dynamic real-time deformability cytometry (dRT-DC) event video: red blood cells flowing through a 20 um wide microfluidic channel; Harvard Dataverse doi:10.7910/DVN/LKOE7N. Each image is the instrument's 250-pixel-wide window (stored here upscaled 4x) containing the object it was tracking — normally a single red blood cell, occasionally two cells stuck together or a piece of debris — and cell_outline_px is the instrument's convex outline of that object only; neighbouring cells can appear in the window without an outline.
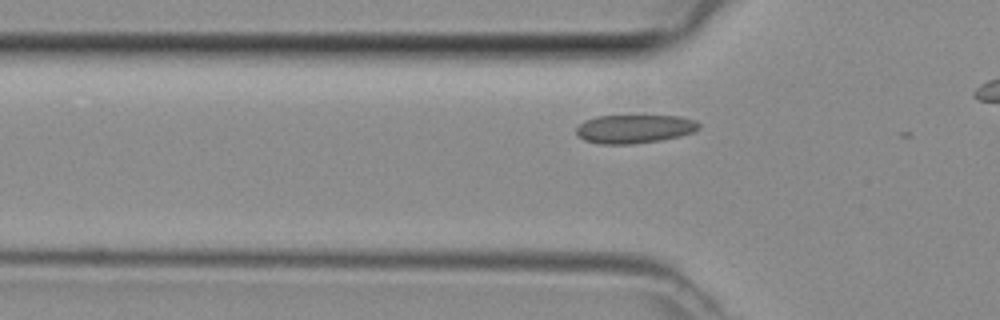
{"species": "common noctule bat (a hibernating species)", "species_latin": "Nyctalus noctula", "temperature_condition": "room temperature", "stored_images_in_passage": 6, "camera_frame_rate_fps": 3000, "um_per_image_px": 0.085, "animal": {"sex": "female", "body_mass_g": 29.2, "forearm_length_mm": 56.3}, "frame": {"image": 1, "passage_image": 4, "time_ms": 1.0, "image_size_px": [1000, 320], "cell_outline_px": [[700, 128], [692, 132], [680, 136], [660, 140], [632, 144], [600, 144], [584, 140], [576, 132], [576, 128], [584, 120], [596, 116], [680, 116], [696, 120], [700, 124]], "centroid_in_image_um": [53.93, 10.95], "position_along_channel_um": 71.9, "area_um2": 20.4}}